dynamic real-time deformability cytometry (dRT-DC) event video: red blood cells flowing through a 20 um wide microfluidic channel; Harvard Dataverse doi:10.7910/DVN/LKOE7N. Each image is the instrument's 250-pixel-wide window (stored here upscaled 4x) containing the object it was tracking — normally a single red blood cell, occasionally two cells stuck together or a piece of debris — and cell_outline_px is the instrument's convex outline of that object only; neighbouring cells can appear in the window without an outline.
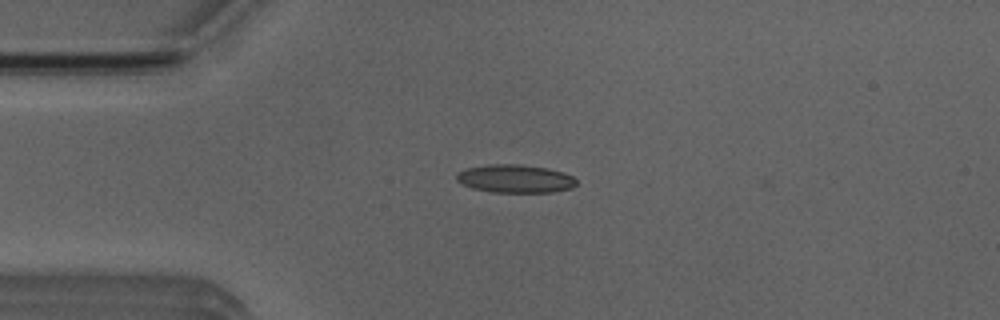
{"species": "Egyptian fruit bat (a non-hibernating species)", "species_latin": "Rousettus aegyptiacus", "temperature_condition": "room temperature", "stored_images_in_passage": 5, "camera_frame_rate_fps": 3000, "um_per_image_px": 0.085, "animal": {"sex": "male"}, "frame": {"image": 1, "passage_image": 3, "time_ms": 3.333, "image_size_px": [1000, 320], "cell_outline_px": [[576, 184], [572, 188], [552, 192], [492, 192], [472, 188], [460, 184], [456, 180], [456, 172], [464, 168], [488, 164], [520, 164], [548, 168], [564, 172], [572, 176], [576, 180]], "centroid_in_image_um": [43.75, 15.18], "position_along_channel_um": 41.3, "area_um2": 19.94}}